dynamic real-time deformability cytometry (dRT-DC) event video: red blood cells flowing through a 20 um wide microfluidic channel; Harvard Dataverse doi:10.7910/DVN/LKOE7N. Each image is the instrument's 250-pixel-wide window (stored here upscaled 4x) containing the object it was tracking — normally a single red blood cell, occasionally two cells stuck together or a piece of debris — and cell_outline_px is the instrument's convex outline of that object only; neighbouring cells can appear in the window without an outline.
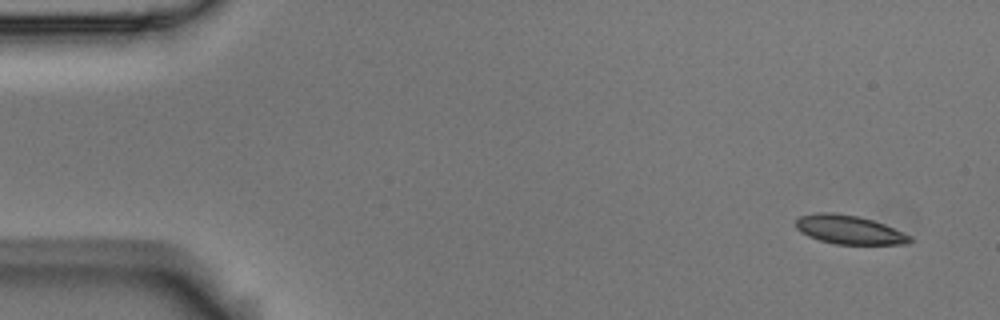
{"species": "Egyptian fruit bat (a non-hibernating species)", "species_latin": "Rousettus aegyptiacus", "temperature_condition": "room temperature", "stored_images_in_passage": 5, "camera_frame_rate_fps": 3000, "um_per_image_px": 0.085, "animal": {"sex": "male"}, "frame": {"image": 1, "passage_image": 1, "time_ms": 0.0, "image_size_px": [1000, 320], "cell_outline_px": [[912, 240], [908, 244], [836, 244], [820, 240], [808, 236], [800, 232], [796, 228], [796, 220], [800, 216], [820, 212], [832, 212], [856, 216], [872, 220], [884, 224], [912, 236]], "centroid_in_image_um": [72.18, 19.53], "position_along_channel_um": 12.8, "area_um2": 19.02}}
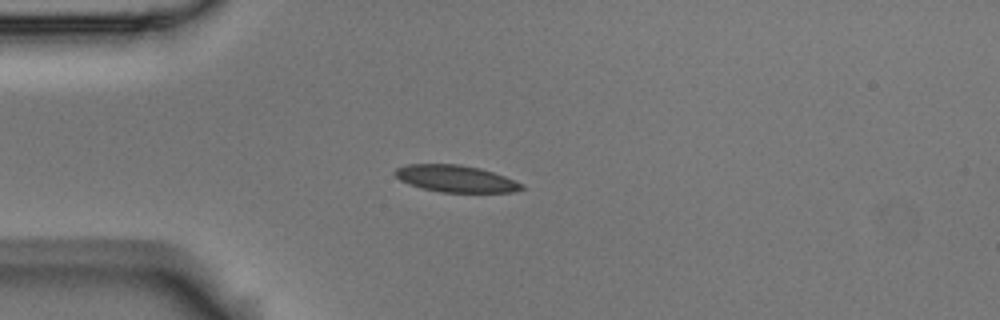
{"frame": {"image": 2, "passage_image": 4, "time_ms": 1.0, "image_size_px": [1000, 320], "cell_outline_px": [[524, 188], [512, 192], [440, 192], [408, 184], [400, 180], [392, 172], [396, 168], [408, 164], [460, 164], [480, 168], [504, 176], [524, 184]], "centroid_in_image_um": [38.72, 15.18], "position_along_channel_um": 46.3, "area_um2": 19.77}}